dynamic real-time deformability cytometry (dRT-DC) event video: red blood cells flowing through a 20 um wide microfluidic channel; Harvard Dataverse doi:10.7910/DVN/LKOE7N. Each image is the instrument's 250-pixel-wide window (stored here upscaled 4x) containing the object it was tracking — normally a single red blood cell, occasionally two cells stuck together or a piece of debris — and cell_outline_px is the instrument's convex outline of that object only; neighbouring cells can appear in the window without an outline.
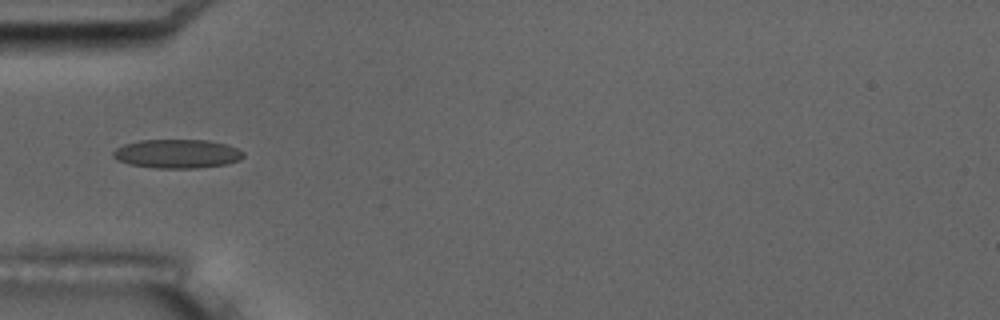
{"species": "common noctule bat (a hibernating species)", "species_latin": "Nyctalus noctula", "temperature_condition": "room temperature", "stored_images_in_passage": 10, "camera_frame_rate_fps": 3000, "um_per_image_px": 0.085, "animal": {"sex": "male", "body_mass_g": 17.5, "forearm_length_mm": 52.3}, "frame": {"image": 1, "passage_image": 5, "time_ms": 4.667, "image_size_px": [1000, 320], "cell_outline_px": [[244, 156], [240, 160], [228, 164], [196, 168], [156, 168], [128, 164], [116, 160], [112, 156], [112, 152], [116, 148], [124, 144], [140, 140], [208, 140], [228, 144], [244, 152]], "centroid_in_image_um": [15.06, 13.07], "position_along_channel_um": 69.9, "area_um2": 22.14}}